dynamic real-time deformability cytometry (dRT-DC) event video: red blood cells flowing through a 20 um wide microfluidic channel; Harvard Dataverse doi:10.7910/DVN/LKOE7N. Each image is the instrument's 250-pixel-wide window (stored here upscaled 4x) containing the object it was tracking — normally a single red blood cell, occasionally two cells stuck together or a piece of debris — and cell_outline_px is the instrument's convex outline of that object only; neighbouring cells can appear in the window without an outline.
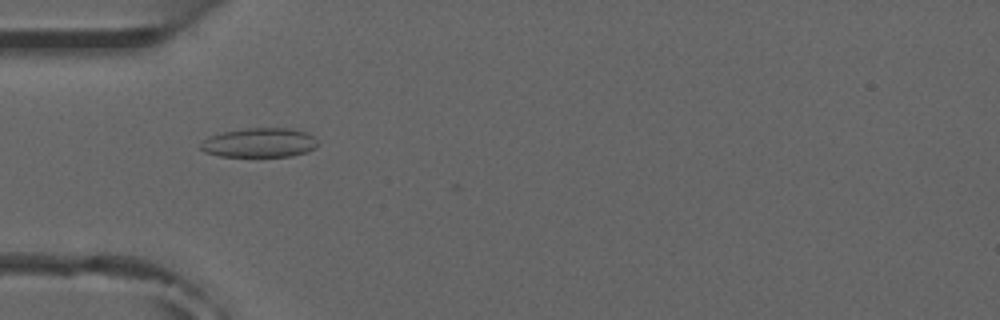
{"species": "common noctule bat (a hibernating species)", "species_latin": "Nyctalus noctula", "temperature_condition": "room temperature", "stored_images_in_passage": 5, "camera_frame_rate_fps": 3000, "um_per_image_px": 0.085, "animal": {"sex": "male", "forearm_length_mm": 52.5}, "frame": {"image": 1, "passage_image": 4, "time_ms": 3.333, "image_size_px": [1000, 320], "cell_outline_px": [[316, 148], [308, 152], [292, 156], [220, 156], [204, 152], [200, 148], [200, 144], [208, 136], [224, 132], [248, 128], [288, 128], [308, 132], [316, 140]], "centroid_in_image_um": [22.06, 12.13], "position_along_channel_um": 62.9, "area_um2": 20.0}}
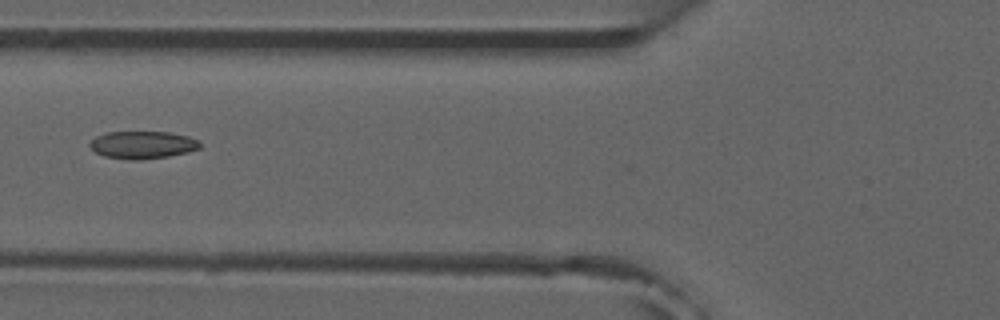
{"frame": {"image": 2, "passage_image": 5, "time_ms": 4.667, "image_size_px": [1000, 320], "cell_outline_px": [[200, 148], [188, 152], [168, 156], [136, 160], [132, 160], [104, 156], [96, 152], [88, 144], [96, 136], [108, 132], [168, 132], [188, 136], [196, 140], [200, 144]], "centroid_in_image_um": [12.11, 12.31], "position_along_channel_um": 113.7, "area_um2": 17.46}}